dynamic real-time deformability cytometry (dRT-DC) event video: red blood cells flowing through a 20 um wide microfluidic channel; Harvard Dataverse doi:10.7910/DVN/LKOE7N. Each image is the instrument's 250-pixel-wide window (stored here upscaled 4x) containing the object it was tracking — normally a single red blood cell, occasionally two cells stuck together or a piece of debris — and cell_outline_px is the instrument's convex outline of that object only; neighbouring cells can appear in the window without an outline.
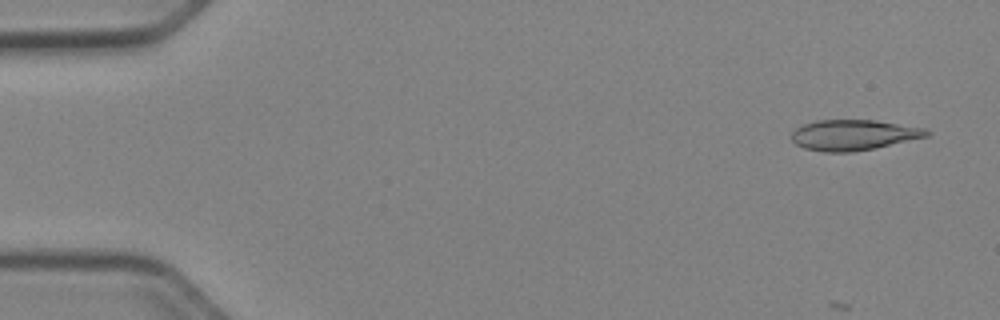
{"species": "Egyptian fruit bat (a non-hibernating species)", "species_latin": "Rousettus aegyptiacus", "temperature_condition": "cold", "stored_images_in_passage": 17, "camera_frame_rate_fps": 3000, "um_per_image_px": 0.085, "animal": {"sex": "female"}, "frame": {"image": 1, "passage_image": 3, "time_ms": 0.667, "image_size_px": [1000, 320], "cell_outline_px": [[932, 132], [928, 136], [872, 148], [852, 152], [824, 152], [804, 148], [796, 144], [792, 140], [792, 132], [796, 128], [804, 124], [816, 120], [872, 120], [928, 128]], "centroid_in_image_um": [72.55, 11.46], "position_along_channel_um": 12.4, "area_um2": 23.87}}
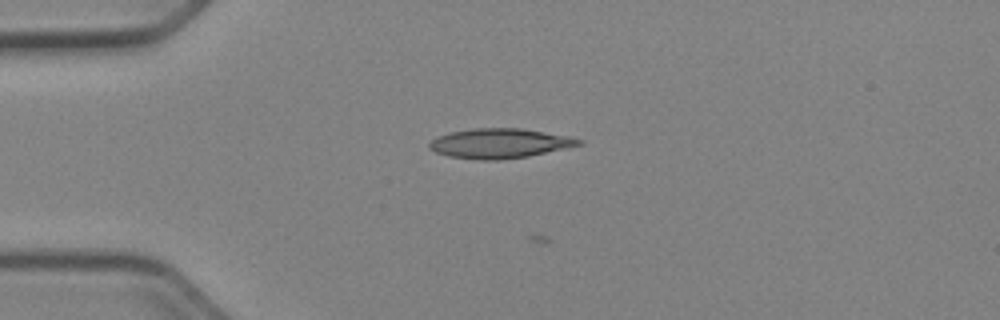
{"frame": {"image": 2, "passage_image": 13, "time_ms": 4.0, "image_size_px": [1000, 320], "cell_outline_px": [[584, 144], [528, 156], [500, 160], [476, 160], [448, 156], [436, 152], [428, 148], [428, 144], [436, 136], [452, 132], [472, 128], [520, 128], [572, 136], [584, 140]], "centroid_in_image_um": [42.49, 12.18], "position_along_channel_um": 42.5, "area_um2": 26.07}}